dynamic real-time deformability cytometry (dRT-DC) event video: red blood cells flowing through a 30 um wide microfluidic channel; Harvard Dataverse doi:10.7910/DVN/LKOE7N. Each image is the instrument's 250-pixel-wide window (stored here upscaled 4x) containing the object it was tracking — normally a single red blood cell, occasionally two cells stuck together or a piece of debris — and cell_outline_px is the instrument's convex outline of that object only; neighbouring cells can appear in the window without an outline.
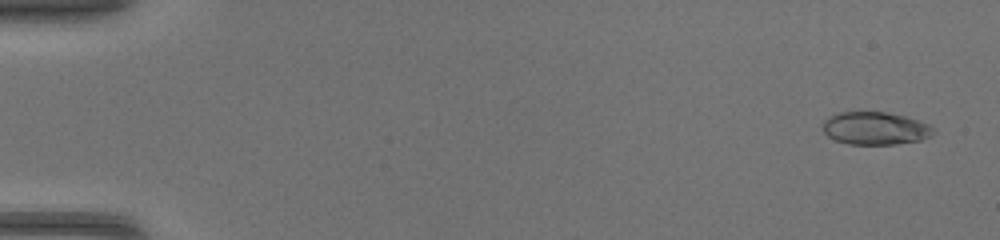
{"species": "common noctule bat (a hibernating species)", "species_latin": "Nyctalus noctula", "temperature_condition": "warm", "stored_images_in_passage": 11, "camera_frame_rate_fps": 3000, "um_per_image_px": 0.085, "animal": {"sex": "female", "body_mass_g": 17.0, "forearm_length_mm": 48.0}, "frame": {"image": 1, "passage_image": 3, "time_ms": 0.667, "image_size_px": [1000, 240], "cell_outline_px": [[936, 132], [932, 136], [920, 140], [896, 144], [848, 144], [836, 140], [828, 136], [824, 132], [824, 120], [828, 116], [840, 112], [884, 112], [904, 116], [928, 124]], "centroid_in_image_um": [74.39, 10.91], "position_along_channel_um": 10.6, "area_um2": 20.98}}